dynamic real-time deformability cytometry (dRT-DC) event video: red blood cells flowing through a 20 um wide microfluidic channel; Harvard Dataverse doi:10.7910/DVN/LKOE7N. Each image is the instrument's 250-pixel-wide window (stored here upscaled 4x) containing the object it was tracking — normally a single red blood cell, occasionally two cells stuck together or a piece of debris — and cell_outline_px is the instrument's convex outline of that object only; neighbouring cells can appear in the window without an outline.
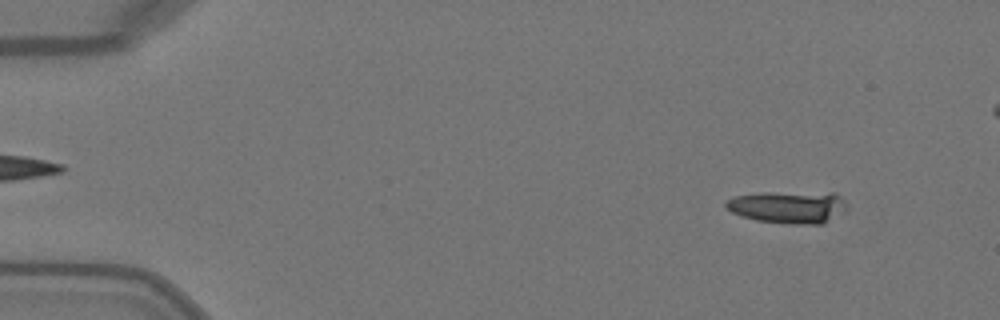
{"species": "Egyptian fruit bat (a non-hibernating species)", "species_latin": "Rousettus aegyptiacus", "temperature_condition": "warm", "stored_images_in_passage": 20, "camera_frame_rate_fps": 3000, "um_per_image_px": 0.085, "animal": {"sex": "female"}, "frame": {"image": 1, "passage_image": 5, "time_ms": 1.333, "image_size_px": [1000, 320], "cell_outline_px": [[848, 212], [824, 224], [792, 224], [756, 220], [740, 216], [724, 208], [724, 204], [732, 196], [760, 192], [836, 192], [848, 204]], "centroid_in_image_um": [67.07, 17.59], "position_along_channel_um": 17.9, "area_um2": 23.64}}
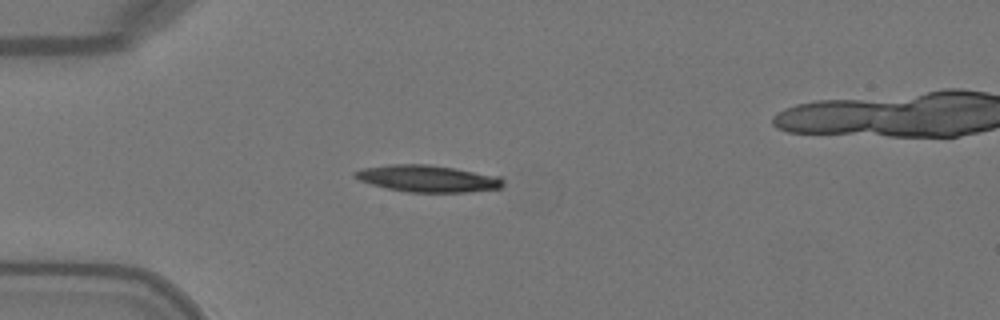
{"frame": {"image": 2, "passage_image": 14, "time_ms": 4.333, "image_size_px": [1000, 320], "cell_outline_px": [[504, 188], [468, 192], [408, 192], [388, 188], [372, 184], [360, 180], [352, 176], [352, 172], [364, 168], [388, 164], [428, 164], [500, 176], [504, 180]], "centroid_in_image_um": [36.38, 15.18], "position_along_channel_um": 48.6, "area_um2": 23.18}}